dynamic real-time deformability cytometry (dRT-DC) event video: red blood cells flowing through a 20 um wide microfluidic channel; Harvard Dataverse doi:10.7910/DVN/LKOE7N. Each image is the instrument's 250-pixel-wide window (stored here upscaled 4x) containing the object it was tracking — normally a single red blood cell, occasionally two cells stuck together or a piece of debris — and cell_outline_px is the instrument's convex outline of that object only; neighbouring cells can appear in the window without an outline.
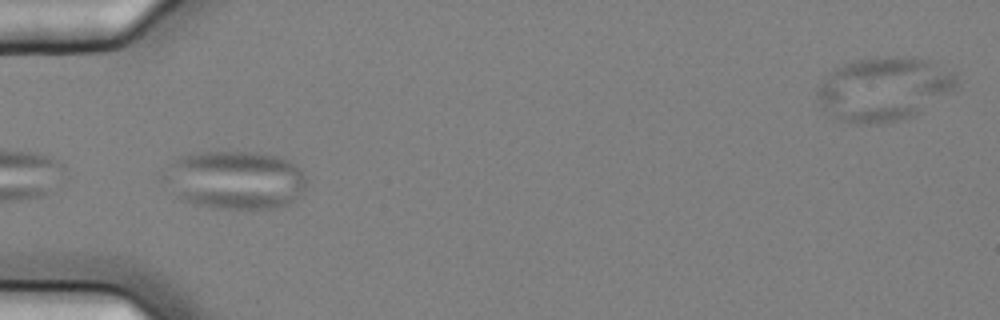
{"species": "common noctule bat (a hibernating species)", "species_latin": "Nyctalus noctula", "temperature_condition": "cold", "stored_images_in_passage": 7, "camera_frame_rate_fps": 3000, "um_per_image_px": 0.085, "animal": {"sex": "female", "body_mass_g": 25.1}, "frame": {"image": 1, "passage_image": 1, "time_ms": 0.0, "image_size_px": [1000, 320], "cell_outline_px": [[308, 180], [304, 192], [300, 196], [288, 204], [276, 208], [212, 208], [180, 200], [176, 196], [160, 176], [160, 172], [172, 160], [180, 156], [200, 152], [256, 152], [280, 156], [292, 160], [300, 168]], "centroid_in_image_um": [19.97, 15.28], "position_along_channel_um": 65.0, "area_um2": 49.53}}